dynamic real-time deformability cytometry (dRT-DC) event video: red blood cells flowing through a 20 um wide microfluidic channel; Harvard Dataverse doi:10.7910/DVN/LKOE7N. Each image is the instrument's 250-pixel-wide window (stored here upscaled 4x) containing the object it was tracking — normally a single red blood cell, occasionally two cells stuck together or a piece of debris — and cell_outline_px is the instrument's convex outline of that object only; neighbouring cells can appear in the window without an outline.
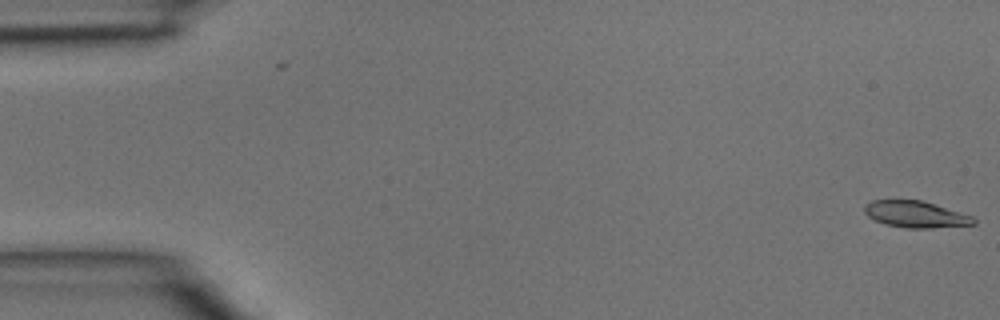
{"species": "common noctule bat (a hibernating species)", "species_latin": "Nyctalus noctula", "temperature_condition": "room temperature", "stored_images_in_passage": 5, "camera_frame_rate_fps": 3000, "um_per_image_px": 0.085, "animal": {"sex": "male", "body_mass_g": 15.6}, "frame": {"image": 1, "passage_image": 1, "time_ms": 0.0, "image_size_px": [1000, 320], "cell_outline_px": [[976, 224], [932, 228], [904, 228], [888, 224], [876, 220], [868, 216], [864, 212], [864, 204], [872, 200], [920, 200], [972, 216], [976, 220]], "centroid_in_image_um": [77.81, 18.22], "position_along_channel_um": 7.2, "area_um2": 16.65}}
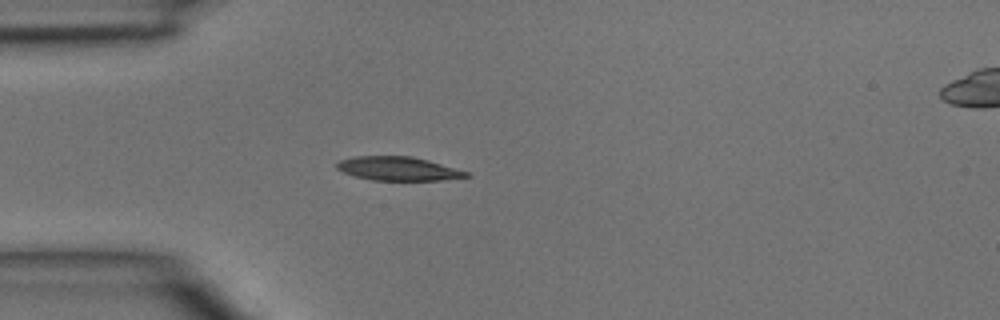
{"frame": {"image": 2, "passage_image": 4, "time_ms": 1.0, "image_size_px": [1000, 320], "cell_outline_px": [[472, 176], [440, 180], [372, 180], [356, 176], [344, 172], [336, 168], [336, 164], [340, 160], [356, 156], [412, 156], [428, 160], [468, 172]], "centroid_in_image_um": [33.84, 14.33], "position_along_channel_um": 51.2, "area_um2": 17.74}}